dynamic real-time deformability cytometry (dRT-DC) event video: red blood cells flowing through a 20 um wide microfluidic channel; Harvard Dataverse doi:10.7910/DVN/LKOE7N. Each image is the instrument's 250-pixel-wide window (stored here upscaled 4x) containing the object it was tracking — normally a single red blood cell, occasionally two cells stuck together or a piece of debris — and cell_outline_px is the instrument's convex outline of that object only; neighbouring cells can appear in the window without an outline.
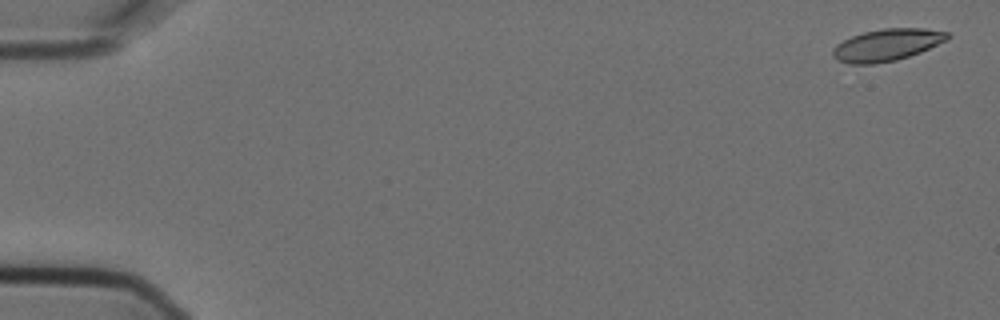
{"species": "Egyptian fruit bat (a non-hibernating species)", "species_latin": "Rousettus aegyptiacus", "temperature_condition": "cold", "stored_images_in_passage": 5, "camera_frame_rate_fps": 3000, "um_per_image_px": 0.085, "animal": {"sex": "female"}, "frame": {"image": 1, "passage_image": 1, "time_ms": 0.0, "image_size_px": [1000, 320], "cell_outline_px": [[952, 36], [948, 40], [920, 52], [896, 60], [872, 64], [848, 64], [836, 60], [832, 56], [832, 48], [836, 44], [852, 36], [864, 32], [884, 28], [924, 28], [948, 32]], "centroid_in_image_um": [75.38, 3.82], "position_along_channel_um": 9.6, "area_um2": 21.5}}
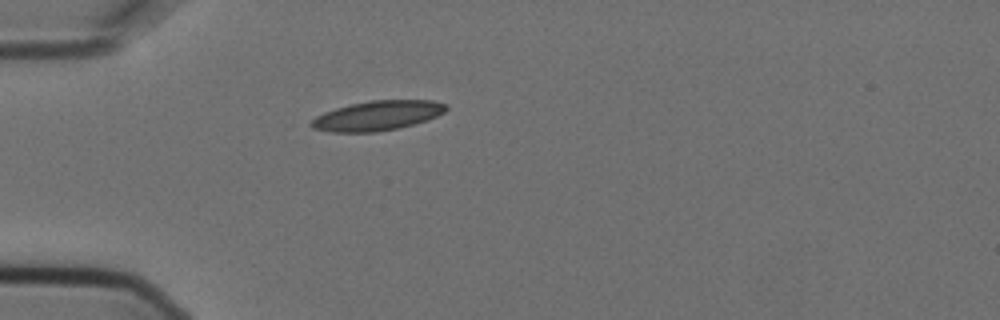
{"frame": {"image": 2, "passage_image": 5, "time_ms": 1.333, "image_size_px": [1000, 320], "cell_outline_px": [[448, 108], [444, 112], [428, 120], [396, 128], [376, 132], [332, 132], [312, 128], [308, 124], [316, 116], [324, 112], [336, 108], [352, 104], [372, 100], [432, 100], [448, 104]], "centroid_in_image_um": [32.08, 9.82], "position_along_channel_um": 52.9, "area_um2": 23.24}}